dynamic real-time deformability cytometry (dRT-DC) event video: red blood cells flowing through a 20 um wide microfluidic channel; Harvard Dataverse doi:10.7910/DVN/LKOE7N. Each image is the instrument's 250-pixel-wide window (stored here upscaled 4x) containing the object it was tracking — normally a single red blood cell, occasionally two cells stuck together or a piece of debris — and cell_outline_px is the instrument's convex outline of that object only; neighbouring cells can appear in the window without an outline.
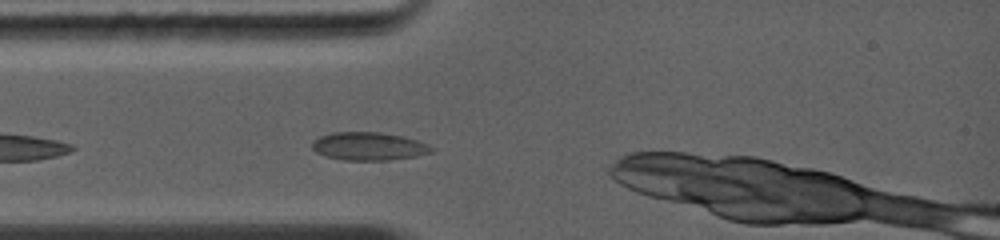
{"species": "common noctule bat (a hibernating species)", "species_latin": "Nyctalus noctula", "temperature_condition": "warm", "stored_images_in_passage": 2, "camera_frame_rate_fps": 5000, "um_per_image_px": 0.085, "animal": {"sex": "female", "body_mass_g": 19.0, "forearm_length_mm": 56.7}, "frame": {"image": 1, "passage_image": 2, "time_ms": 0.4, "image_size_px": [1000, 240], "cell_outline_px": [[436, 148], [432, 152], [416, 156], [388, 160], [344, 160], [324, 156], [316, 152], [312, 148], [312, 140], [320, 136], [332, 132], [380, 132], [404, 136], [428, 144]], "centroid_in_image_um": [31.34, 12.43], "position_along_channel_um": 53.7, "area_um2": 19.71}}